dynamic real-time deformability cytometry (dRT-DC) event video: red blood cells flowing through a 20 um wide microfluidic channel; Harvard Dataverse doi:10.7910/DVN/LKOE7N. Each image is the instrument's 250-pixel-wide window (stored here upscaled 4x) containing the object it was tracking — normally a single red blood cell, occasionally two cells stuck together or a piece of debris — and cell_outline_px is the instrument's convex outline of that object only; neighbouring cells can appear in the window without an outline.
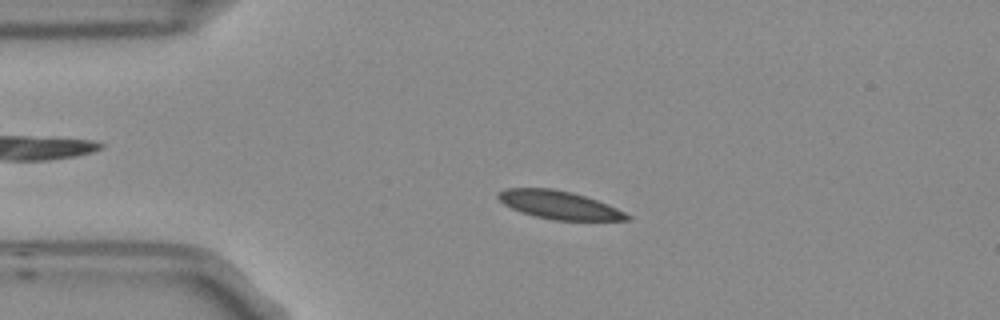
{"species": "Egyptian fruit bat (a non-hibernating species)", "species_latin": "Rousettus aegyptiacus", "temperature_condition": "room temperature", "stored_images_in_passage": 4, "camera_frame_rate_fps": 3000, "um_per_image_px": 0.085, "frame": {"image": 1, "passage_image": 3, "time_ms": 0.667, "image_size_px": [1000, 320], "cell_outline_px": [[632, 220], [552, 220], [520, 212], [504, 204], [496, 196], [504, 188], [552, 188], [572, 192], [596, 200], [616, 208], [632, 216]], "centroid_in_image_um": [47.52, 17.42], "position_along_channel_um": 37.5, "area_um2": 20.98}}